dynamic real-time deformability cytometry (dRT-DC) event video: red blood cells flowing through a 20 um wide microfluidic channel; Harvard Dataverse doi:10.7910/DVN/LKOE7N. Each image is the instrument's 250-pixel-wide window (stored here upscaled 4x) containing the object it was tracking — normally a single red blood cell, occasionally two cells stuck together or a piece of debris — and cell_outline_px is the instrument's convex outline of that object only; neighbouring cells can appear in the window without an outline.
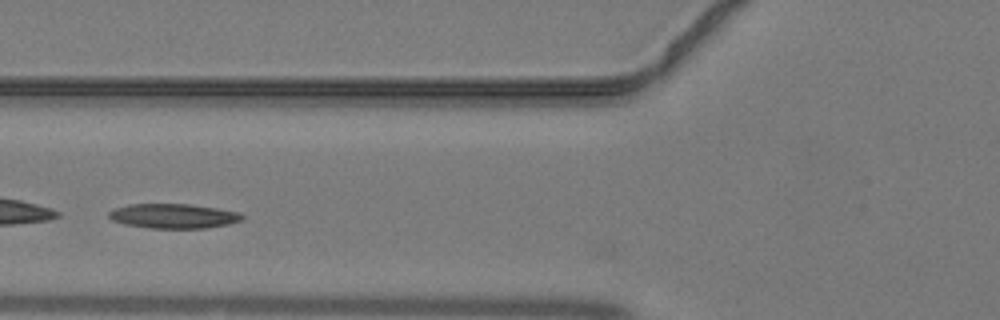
{"species": "common noctule bat (a hibernating species)", "species_latin": "Nyctalus noctula", "temperature_condition": "warm", "stored_images_in_passage": 23, "camera_frame_rate_fps": 3000, "um_per_image_px": 0.085, "animal": {"sex": "male", "body_mass_g": 19.2, "forearm_length_mm": 51.8}, "frame": {"image": 1, "passage_image": 2, "time_ms": 0.333, "image_size_px": [1000, 320], "cell_outline_px": [[244, 216], [240, 220], [228, 224], [204, 228], [148, 228], [124, 224], [112, 220], [108, 216], [108, 212], [112, 208], [128, 204], [188, 204], [216, 208], [240, 212]], "centroid_in_image_um": [14.68, 18.36], "position_along_channel_um": 111.1, "area_um2": 19.13}}